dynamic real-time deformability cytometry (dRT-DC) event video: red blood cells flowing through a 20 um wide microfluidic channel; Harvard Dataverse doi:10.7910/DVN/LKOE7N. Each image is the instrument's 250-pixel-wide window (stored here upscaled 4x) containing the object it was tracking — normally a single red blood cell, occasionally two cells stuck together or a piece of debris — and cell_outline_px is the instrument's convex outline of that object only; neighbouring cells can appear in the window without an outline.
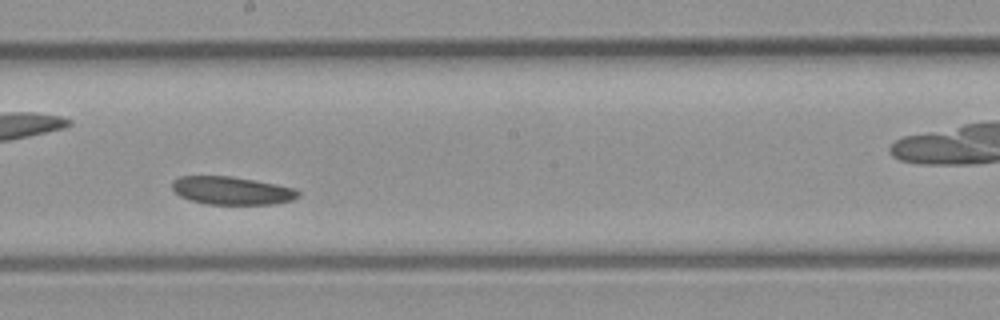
{"species": "common noctule bat (a hibernating species)", "species_latin": "Nyctalus noctula", "temperature_condition": "room temperature", "stored_images_in_passage": 24, "camera_frame_rate_fps": 3000, "um_per_image_px": 0.085, "animal": {"sex": "male", "body_mass_g": 23.1, "forearm_length_mm": 52.7}, "frame": {"image": 1, "passage_image": 11, "time_ms": 3.333, "image_size_px": [1000, 320], "cell_outline_px": [[300, 196], [292, 200], [272, 204], [208, 204], [192, 200], [180, 196], [172, 188], [172, 180], [180, 176], [232, 176], [276, 184], [296, 188], [300, 192]], "centroid_in_image_um": [19.72, 16.19], "position_along_channel_um": 228.5, "area_um2": 20.58}}